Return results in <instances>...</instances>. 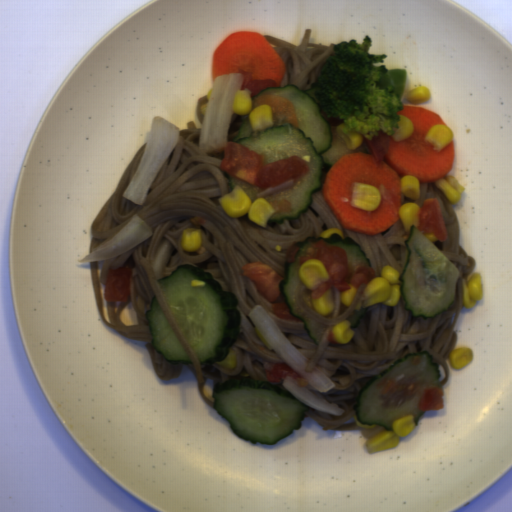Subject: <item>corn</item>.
<instances>
[{"label":"corn","instance_id":"corn-10","mask_svg":"<svg viewBox=\"0 0 512 512\" xmlns=\"http://www.w3.org/2000/svg\"><path fill=\"white\" fill-rule=\"evenodd\" d=\"M203 244L201 228H187L182 231L180 246L183 252L198 251Z\"/></svg>","mask_w":512,"mask_h":512},{"label":"corn","instance_id":"corn-1","mask_svg":"<svg viewBox=\"0 0 512 512\" xmlns=\"http://www.w3.org/2000/svg\"><path fill=\"white\" fill-rule=\"evenodd\" d=\"M298 275L305 287L304 300L309 308L320 314L328 316L334 311V290L331 286L323 296L312 298V293L324 282L331 278L326 265L317 259H308L300 264Z\"/></svg>","mask_w":512,"mask_h":512},{"label":"corn","instance_id":"corn-14","mask_svg":"<svg viewBox=\"0 0 512 512\" xmlns=\"http://www.w3.org/2000/svg\"><path fill=\"white\" fill-rule=\"evenodd\" d=\"M399 129H393L394 134H391L393 141L398 142L409 138L414 134L415 127L411 119L407 116L400 114V121L397 122Z\"/></svg>","mask_w":512,"mask_h":512},{"label":"corn","instance_id":"corn-19","mask_svg":"<svg viewBox=\"0 0 512 512\" xmlns=\"http://www.w3.org/2000/svg\"><path fill=\"white\" fill-rule=\"evenodd\" d=\"M334 233L339 234L341 236V238L343 239L344 234H343L342 230H340L337 227L336 228H328V229H326L325 231L320 233L319 237H329V236H331Z\"/></svg>","mask_w":512,"mask_h":512},{"label":"corn","instance_id":"corn-18","mask_svg":"<svg viewBox=\"0 0 512 512\" xmlns=\"http://www.w3.org/2000/svg\"><path fill=\"white\" fill-rule=\"evenodd\" d=\"M237 355L233 349H229L228 356L223 361H217L218 365L225 366L227 368H232L236 364Z\"/></svg>","mask_w":512,"mask_h":512},{"label":"corn","instance_id":"corn-8","mask_svg":"<svg viewBox=\"0 0 512 512\" xmlns=\"http://www.w3.org/2000/svg\"><path fill=\"white\" fill-rule=\"evenodd\" d=\"M451 203H457L466 190L459 180L451 174H446L442 179L433 182Z\"/></svg>","mask_w":512,"mask_h":512},{"label":"corn","instance_id":"corn-7","mask_svg":"<svg viewBox=\"0 0 512 512\" xmlns=\"http://www.w3.org/2000/svg\"><path fill=\"white\" fill-rule=\"evenodd\" d=\"M454 140V133L447 124H435L431 126L424 138L425 143L432 144L433 150L441 152Z\"/></svg>","mask_w":512,"mask_h":512},{"label":"corn","instance_id":"corn-16","mask_svg":"<svg viewBox=\"0 0 512 512\" xmlns=\"http://www.w3.org/2000/svg\"><path fill=\"white\" fill-rule=\"evenodd\" d=\"M432 98L431 90L425 85L416 87L406 93L404 99L413 104L425 103Z\"/></svg>","mask_w":512,"mask_h":512},{"label":"corn","instance_id":"corn-11","mask_svg":"<svg viewBox=\"0 0 512 512\" xmlns=\"http://www.w3.org/2000/svg\"><path fill=\"white\" fill-rule=\"evenodd\" d=\"M401 194L412 201H419L420 199V186L419 178L412 174L403 175L400 179Z\"/></svg>","mask_w":512,"mask_h":512},{"label":"corn","instance_id":"corn-3","mask_svg":"<svg viewBox=\"0 0 512 512\" xmlns=\"http://www.w3.org/2000/svg\"><path fill=\"white\" fill-rule=\"evenodd\" d=\"M401 273L390 265L382 266L380 276H375L366 283L360 300L365 308L376 304H384L387 307L396 308L399 304L402 292Z\"/></svg>","mask_w":512,"mask_h":512},{"label":"corn","instance_id":"corn-15","mask_svg":"<svg viewBox=\"0 0 512 512\" xmlns=\"http://www.w3.org/2000/svg\"><path fill=\"white\" fill-rule=\"evenodd\" d=\"M343 127L344 126L341 122L338 125H336L335 130L344 139L345 147L348 151L358 149L365 143L364 138L366 139V137H363L360 134L355 133H344Z\"/></svg>","mask_w":512,"mask_h":512},{"label":"corn","instance_id":"corn-17","mask_svg":"<svg viewBox=\"0 0 512 512\" xmlns=\"http://www.w3.org/2000/svg\"><path fill=\"white\" fill-rule=\"evenodd\" d=\"M345 280H346L347 284L349 285L350 289H347V290H344L343 292H341V302L349 308L358 289L354 288L352 283L347 278Z\"/></svg>","mask_w":512,"mask_h":512},{"label":"corn","instance_id":"corn-13","mask_svg":"<svg viewBox=\"0 0 512 512\" xmlns=\"http://www.w3.org/2000/svg\"><path fill=\"white\" fill-rule=\"evenodd\" d=\"M332 338L338 344H346L349 343L350 340L355 335L354 330L351 328V323L349 320H343L337 325H335L332 330Z\"/></svg>","mask_w":512,"mask_h":512},{"label":"corn","instance_id":"corn-9","mask_svg":"<svg viewBox=\"0 0 512 512\" xmlns=\"http://www.w3.org/2000/svg\"><path fill=\"white\" fill-rule=\"evenodd\" d=\"M421 208V205L415 202H401V206L399 208V219L406 232H409L411 234L412 224H415L416 228L418 229L419 214Z\"/></svg>","mask_w":512,"mask_h":512},{"label":"corn","instance_id":"corn-2","mask_svg":"<svg viewBox=\"0 0 512 512\" xmlns=\"http://www.w3.org/2000/svg\"><path fill=\"white\" fill-rule=\"evenodd\" d=\"M220 206L231 218L247 214L248 219L266 229L270 217L276 212L265 198L258 197L252 202L250 196L238 185L217 198Z\"/></svg>","mask_w":512,"mask_h":512},{"label":"corn","instance_id":"corn-6","mask_svg":"<svg viewBox=\"0 0 512 512\" xmlns=\"http://www.w3.org/2000/svg\"><path fill=\"white\" fill-rule=\"evenodd\" d=\"M484 284L480 272L473 271L467 282H462V301L467 309L475 306L478 300L483 299Z\"/></svg>","mask_w":512,"mask_h":512},{"label":"corn","instance_id":"corn-4","mask_svg":"<svg viewBox=\"0 0 512 512\" xmlns=\"http://www.w3.org/2000/svg\"><path fill=\"white\" fill-rule=\"evenodd\" d=\"M241 88L242 86L234 93L231 114L248 116L247 120L251 131L274 127L271 106L261 104L254 108L252 91L249 88Z\"/></svg>","mask_w":512,"mask_h":512},{"label":"corn","instance_id":"corn-5","mask_svg":"<svg viewBox=\"0 0 512 512\" xmlns=\"http://www.w3.org/2000/svg\"><path fill=\"white\" fill-rule=\"evenodd\" d=\"M417 426L414 415L402 416L393 421L392 430H384L375 436L366 438L365 447L371 455L399 446L400 437L409 435Z\"/></svg>","mask_w":512,"mask_h":512},{"label":"corn","instance_id":"corn-20","mask_svg":"<svg viewBox=\"0 0 512 512\" xmlns=\"http://www.w3.org/2000/svg\"><path fill=\"white\" fill-rule=\"evenodd\" d=\"M422 233L434 244L437 243L439 240L436 238L435 234L432 232H424Z\"/></svg>","mask_w":512,"mask_h":512},{"label":"corn","instance_id":"corn-12","mask_svg":"<svg viewBox=\"0 0 512 512\" xmlns=\"http://www.w3.org/2000/svg\"><path fill=\"white\" fill-rule=\"evenodd\" d=\"M474 358V351L470 347H460V348H454L452 351L448 354V360L450 361V364L452 368L461 369L470 362H472Z\"/></svg>","mask_w":512,"mask_h":512}]
</instances>
